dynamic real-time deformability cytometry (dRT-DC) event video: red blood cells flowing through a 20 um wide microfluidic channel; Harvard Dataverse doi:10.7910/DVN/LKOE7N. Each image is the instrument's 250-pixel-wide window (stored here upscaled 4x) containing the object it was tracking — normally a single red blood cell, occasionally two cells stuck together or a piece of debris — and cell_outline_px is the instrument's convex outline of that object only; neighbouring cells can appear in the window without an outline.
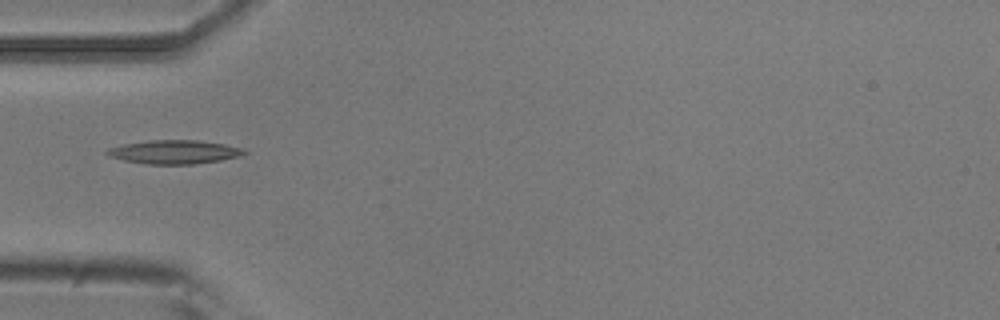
{"species": "common noctule bat (a hibernating species)", "species_latin": "Nyctalus noctula", "temperature_condition": "room temperature", "stored_images_in_passage": 5, "camera_frame_rate_fps": 3000, "um_per_image_px": 0.085, "animal": {"sex": "male", "body_mass_g": 20.5, "forearm_length_mm": 52.5}, "frame": {"image": 1, "passage_image": 5, "time_ms": 1.333, "image_size_px": [1000, 320], "cell_outline_px": [[248, 152], [240, 156], [220, 160], [192, 164], [148, 164], [124, 160], [108, 156], [104, 152], [108, 148], [124, 144], [148, 140], [196, 140], [224, 144], [244, 148]], "centroid_in_image_um": [14.81, 12.91], "position_along_channel_um": 70.2, "area_um2": 18.9}}